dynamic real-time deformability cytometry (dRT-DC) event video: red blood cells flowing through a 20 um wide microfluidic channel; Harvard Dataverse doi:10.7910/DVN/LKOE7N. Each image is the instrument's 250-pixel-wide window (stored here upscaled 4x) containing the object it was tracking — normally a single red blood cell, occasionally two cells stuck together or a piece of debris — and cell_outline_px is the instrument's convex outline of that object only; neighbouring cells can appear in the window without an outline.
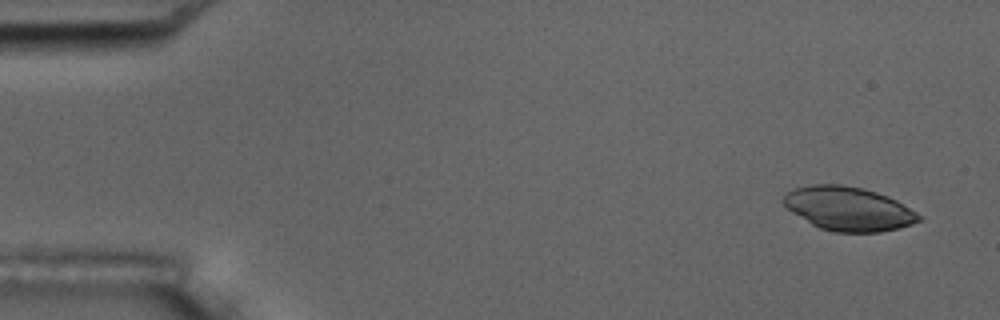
{"species": "common noctule bat (a hibernating species)", "species_latin": "Nyctalus noctula", "temperature_condition": "room temperature", "stored_images_in_passage": 52, "camera_frame_rate_fps": 3000, "um_per_image_px": 0.085, "animal": {"sex": "male", "body_mass_g": 17.5, "forearm_length_mm": 52.3}, "frame": {"image": 1, "passage_image": 1, "time_ms": 0.0, "image_size_px": [1000, 320], "cell_outline_px": [[924, 216], [920, 220], [912, 224], [880, 232], [832, 232], [820, 228], [812, 224], [792, 212], [780, 200], [788, 192], [796, 188], [812, 184], [840, 184], [860, 188], [876, 192], [888, 196], [896, 200]], "centroid_in_image_um": [72.12, 17.74], "position_along_channel_um": 12.9, "area_um2": 34.45}}